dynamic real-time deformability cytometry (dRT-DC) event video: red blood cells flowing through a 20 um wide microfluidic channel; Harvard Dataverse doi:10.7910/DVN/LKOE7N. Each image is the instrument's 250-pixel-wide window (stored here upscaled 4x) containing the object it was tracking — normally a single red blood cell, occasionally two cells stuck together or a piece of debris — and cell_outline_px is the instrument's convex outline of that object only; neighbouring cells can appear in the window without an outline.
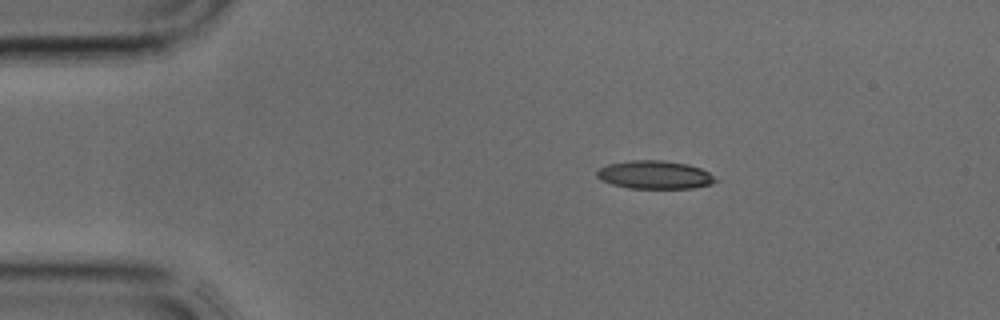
{"species": "common noctule bat (a hibernating species)", "species_latin": "Nyctalus noctula", "temperature_condition": "cold", "stored_images_in_passage": 33, "camera_frame_rate_fps": 3000, "um_per_image_px": 0.085, "animal": {"sex": "male", "body_mass_g": 17.9, "forearm_length_mm": 54.2}, "frame": {"image": 1, "passage_image": 1, "time_ms": 0.0, "image_size_px": [1000, 320], "cell_outline_px": [[720, 180], [712, 184], [692, 188], [628, 188], [612, 184], [600, 180], [596, 176], [596, 172], [600, 168], [608, 164], [632, 160], [664, 160], [688, 164], [700, 168], [708, 172]], "centroid_in_image_um": [55.67, 14.86], "position_along_channel_um": 29.3, "area_um2": 19.59}}
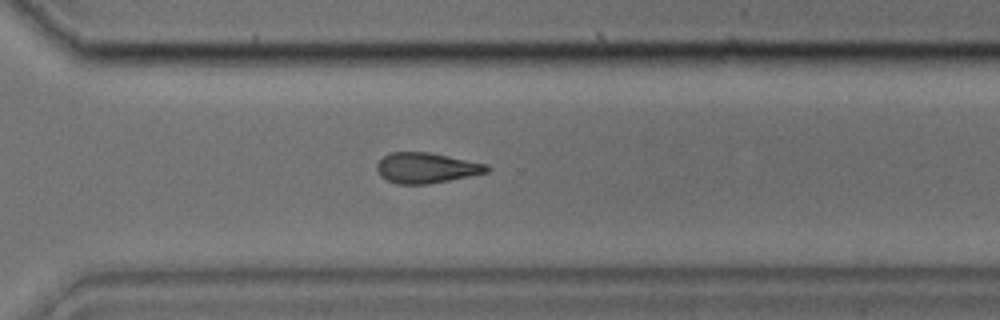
{"frame": {"image": 2, "passage_image": 22, "time_ms": 7.0, "image_size_px": [1000, 320], "cell_outline_px": [[492, 168], [488, 172], [428, 184], [396, 184], [380, 176], [376, 168], [376, 164], [388, 152], [428, 152], [488, 164]], "centroid_in_image_um": [36.23, 14.27], "position_along_channel_um": 334.4, "area_um2": 19.48}}
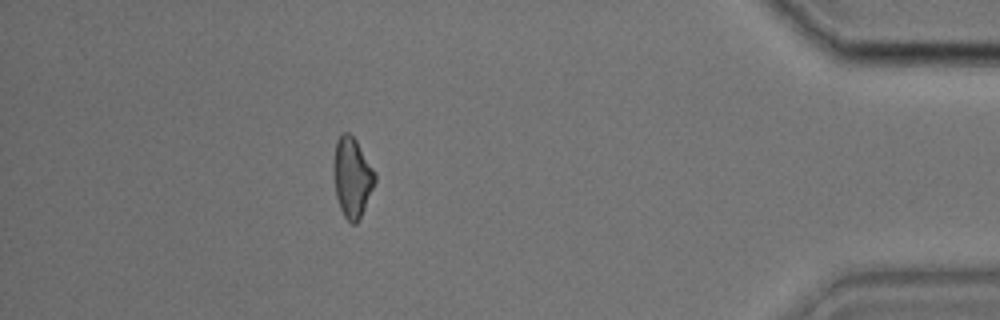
{"frame": {"image": 3, "passage_image": 29, "time_ms": 9.333, "image_size_px": [1000, 320], "cell_outline_px": [[376, 180], [364, 208], [356, 224], [352, 224], [344, 216], [340, 208], [336, 196], [336, 140], [340, 132], [348, 132], [356, 140], [376, 172]], "centroid_in_image_um": [29.97, 15.06], "position_along_channel_um": 405.2, "area_um2": 18.5}}